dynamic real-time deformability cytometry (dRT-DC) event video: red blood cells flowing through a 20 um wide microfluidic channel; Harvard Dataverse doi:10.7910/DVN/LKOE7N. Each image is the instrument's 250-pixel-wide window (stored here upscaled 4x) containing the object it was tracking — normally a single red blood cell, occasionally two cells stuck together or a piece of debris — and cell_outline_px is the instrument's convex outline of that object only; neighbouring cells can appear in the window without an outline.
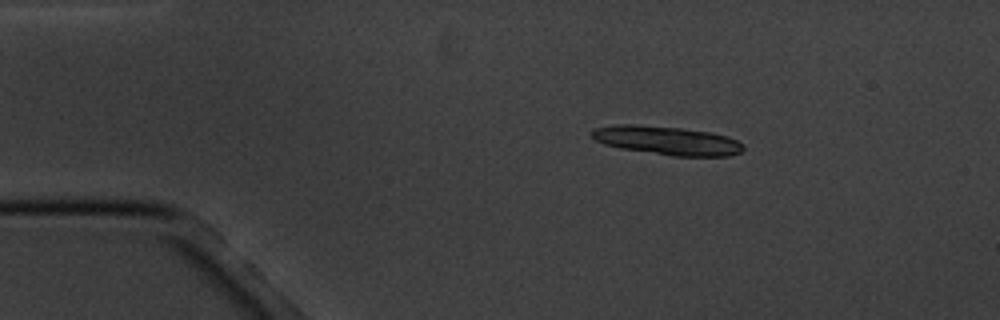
{"species": "common noctule bat (a hibernating species)", "species_latin": "Nyctalus noctula", "temperature_condition": "cold", "stored_images_in_passage": 5, "camera_frame_rate_fps": 3000, "um_per_image_px": 0.085, "animal": {"sex": "male", "body_mass_g": 20.1, "forearm_length_mm": 53.5}, "frame": {"image": 1, "passage_image": 2, "time_ms": 2.0, "image_size_px": [1000, 320], "cell_outline_px": [[744, 148], [740, 152], [728, 156], [672, 156], [620, 148], [604, 144], [596, 140], [588, 132], [592, 128], [616, 124], [632, 124], [680, 128], [712, 132], [728, 136], [744, 144]], "centroid_in_image_um": [56.68, 11.94], "position_along_channel_um": 28.3, "area_um2": 25.49}}